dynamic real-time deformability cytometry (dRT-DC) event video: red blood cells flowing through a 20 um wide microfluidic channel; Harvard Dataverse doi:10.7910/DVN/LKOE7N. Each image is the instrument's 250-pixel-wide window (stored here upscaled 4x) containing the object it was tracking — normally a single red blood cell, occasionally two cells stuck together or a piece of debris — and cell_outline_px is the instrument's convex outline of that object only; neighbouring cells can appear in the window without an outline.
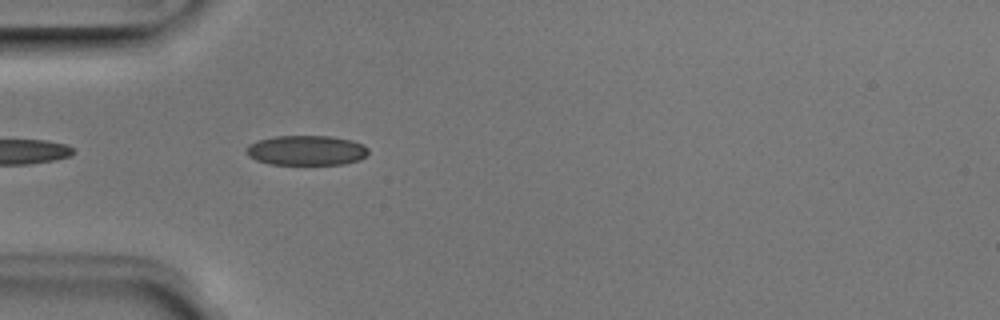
{"species": "Egyptian fruit bat (a non-hibernating species)", "species_latin": "Rousettus aegyptiacus", "temperature_condition": "room temperature", "stored_images_in_passage": 4, "camera_frame_rate_fps": 3000, "um_per_image_px": 0.085, "animal": {"sex": "male"}, "frame": {"image": 1, "passage_image": 4, "time_ms": 1.0, "image_size_px": [1000, 320], "cell_outline_px": [[368, 152], [360, 160], [344, 164], [268, 164], [256, 160], [248, 156], [248, 144], [256, 140], [276, 136], [332, 136], [352, 140], [364, 144], [368, 148]], "centroid_in_image_um": [26.06, 12.77], "position_along_channel_um": 58.9, "area_um2": 21.33}}